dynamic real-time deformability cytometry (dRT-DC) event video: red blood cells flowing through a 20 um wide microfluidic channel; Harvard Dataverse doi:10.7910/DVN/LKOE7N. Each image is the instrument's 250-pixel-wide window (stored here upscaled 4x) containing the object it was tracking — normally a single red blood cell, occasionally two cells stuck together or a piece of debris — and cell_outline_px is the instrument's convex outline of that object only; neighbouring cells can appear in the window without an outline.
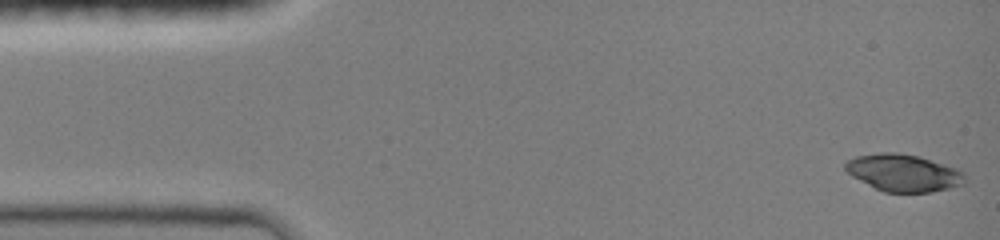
{"species": "common noctule bat (a hibernating species)", "species_latin": "Nyctalus noctula", "temperature_condition": "room temperature", "stored_images_in_passage": 23, "camera_frame_rate_fps": 3000, "um_per_image_px": 0.085, "animal": {"sex": "female", "body_mass_g": 19.0, "forearm_length_mm": 51.5}, "frame": {"image": 1, "passage_image": 1, "time_ms": 0.0, "image_size_px": [1000, 240], "cell_outline_px": [[964, 176], [960, 184], [928, 192], [884, 192], [852, 176], [844, 168], [844, 164], [848, 160], [856, 156], [884, 152], [892, 152], [916, 156], [956, 168], [964, 172]], "centroid_in_image_um": [76.73, 14.68], "position_along_channel_um": 8.3, "area_um2": 25.09}}
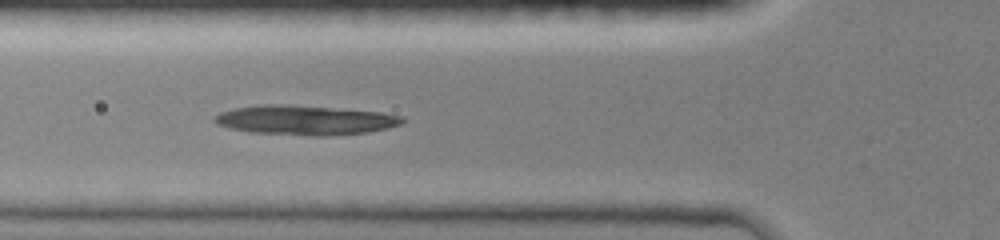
{"frame": {"image": 2, "passage_image": 14, "time_ms": 5.0, "image_size_px": [1000, 240], "cell_outline_px": [[404, 120], [400, 124], [388, 128], [364, 132], [320, 136], [312, 136], [252, 132], [228, 128], [216, 124], [212, 120], [220, 112], [236, 108], [260, 104], [272, 104], [328, 108], [380, 112], [404, 116]], "centroid_in_image_um": [25.88, 10.22], "position_along_channel_um": 99.9, "area_um2": 31.73}}
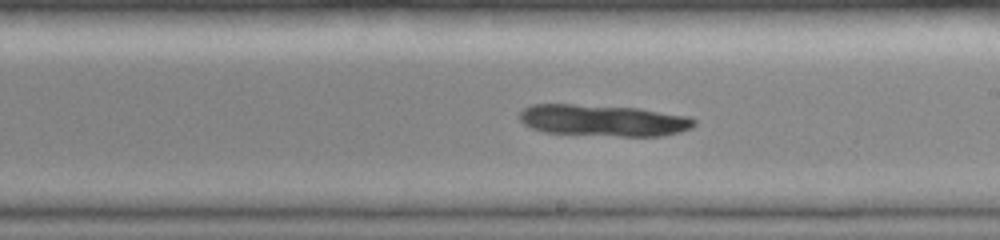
{"frame": {"image": 3, "passage_image": 23, "time_ms": 8.333, "image_size_px": [1000, 240], "cell_outline_px": [[696, 124], [692, 128], [680, 132], [664, 136], [620, 136], [544, 132], [532, 128], [524, 124], [520, 120], [520, 112], [524, 108], [532, 104], [572, 104], [640, 108], [692, 116], [696, 120]], "centroid_in_image_um": [51.34, 10.23], "position_along_channel_um": 237.7, "area_um2": 32.37}}